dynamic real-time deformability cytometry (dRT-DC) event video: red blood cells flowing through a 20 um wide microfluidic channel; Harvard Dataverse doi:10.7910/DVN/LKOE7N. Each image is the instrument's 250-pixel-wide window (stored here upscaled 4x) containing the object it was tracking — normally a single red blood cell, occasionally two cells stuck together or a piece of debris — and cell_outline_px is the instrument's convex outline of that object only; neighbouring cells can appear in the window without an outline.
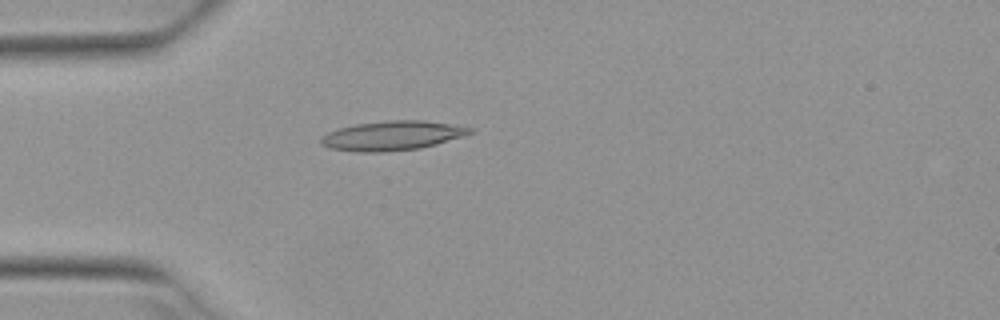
{"species": "Egyptian fruit bat (a non-hibernating species)", "species_latin": "Rousettus aegyptiacus", "temperature_condition": "warm", "stored_images_in_passage": 1, "camera_frame_rate_fps": 3000, "um_per_image_px": 0.085, "animal": {"sex": "female"}, "frame": {"image": 1, "passage_image": 1, "time_ms": 0.0, "image_size_px": [1000, 320], "cell_outline_px": [[476, 132], [464, 136], [436, 144], [420, 148], [380, 152], [356, 152], [328, 148], [320, 144], [320, 136], [328, 132], [340, 128], [356, 124], [388, 120], [424, 120], [476, 128]], "centroid_in_image_um": [33.35, 11.53], "position_along_channel_um": 51.6, "area_um2": 25.72}}